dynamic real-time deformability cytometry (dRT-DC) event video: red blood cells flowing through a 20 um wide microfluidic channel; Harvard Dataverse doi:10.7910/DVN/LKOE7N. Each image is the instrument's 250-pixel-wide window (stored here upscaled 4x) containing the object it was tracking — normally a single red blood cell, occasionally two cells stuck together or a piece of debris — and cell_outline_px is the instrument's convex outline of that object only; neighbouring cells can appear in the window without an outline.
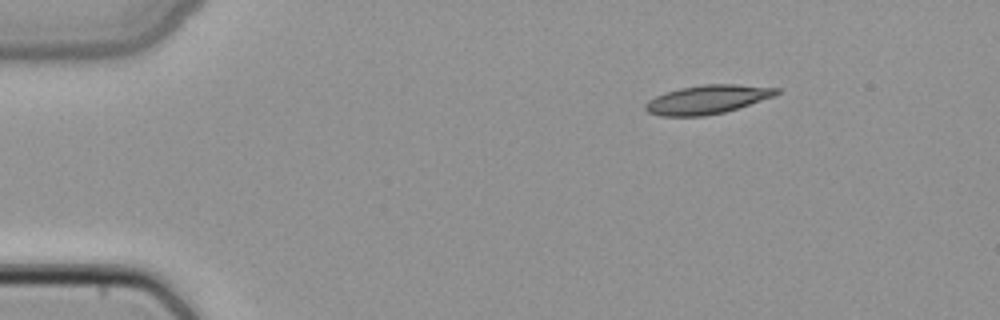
{"species": "common noctule bat (a hibernating species)", "species_latin": "Nyctalus noctula", "temperature_condition": "cold", "stored_images_in_passage": 2, "camera_frame_rate_fps": 3000, "um_per_image_px": 0.085, "animal": {"sex": "female", "body_mass_g": 22.7, "forearm_length_mm": 54.2}, "frame": {"image": 1, "passage_image": 1, "time_ms": 0.0, "image_size_px": [1000, 320], "cell_outline_px": [[780, 92], [772, 96], [724, 112], [704, 116], [660, 116], [648, 112], [644, 108], [644, 104], [648, 100], [664, 92], [680, 88], [704, 84], [736, 84], [780, 88]], "centroid_in_image_um": [60.06, 8.45], "position_along_channel_um": 24.9, "area_um2": 21.79}}